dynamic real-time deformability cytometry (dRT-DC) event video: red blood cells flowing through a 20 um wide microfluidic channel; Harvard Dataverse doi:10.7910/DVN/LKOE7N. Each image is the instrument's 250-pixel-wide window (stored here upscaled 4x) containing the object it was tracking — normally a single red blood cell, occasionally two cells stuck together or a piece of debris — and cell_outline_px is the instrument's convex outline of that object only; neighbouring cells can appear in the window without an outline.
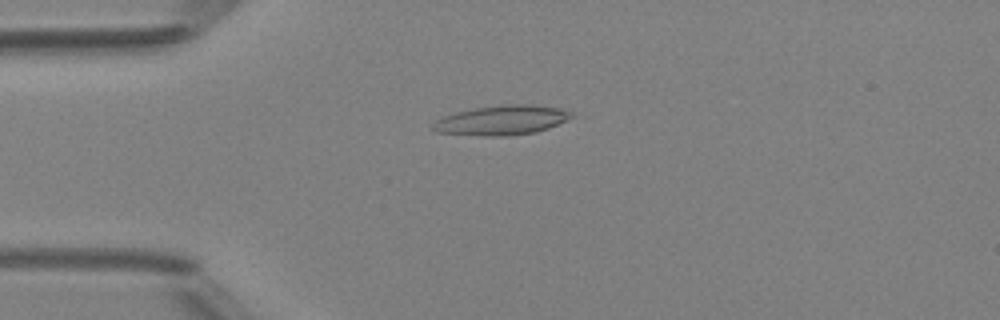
{"species": "Egyptian fruit bat (a non-hibernating species)", "species_latin": "Rousettus aegyptiacus", "temperature_condition": "room temperature", "stored_images_in_passage": 41, "camera_frame_rate_fps": 3000, "um_per_image_px": 0.085, "animal": {"sex": "female"}, "frame": {"image": 1, "passage_image": 12, "time_ms": 3.667, "image_size_px": [1000, 320], "cell_outline_px": [[576, 116], [548, 128], [536, 132], [508, 136], [484, 136], [436, 132], [432, 128], [432, 124], [436, 120], [444, 116], [456, 112], [472, 108], [504, 104], [528, 104], [560, 108], [572, 112]], "centroid_in_image_um": [42.66, 10.21], "position_along_channel_um": 42.3, "area_um2": 24.04}}
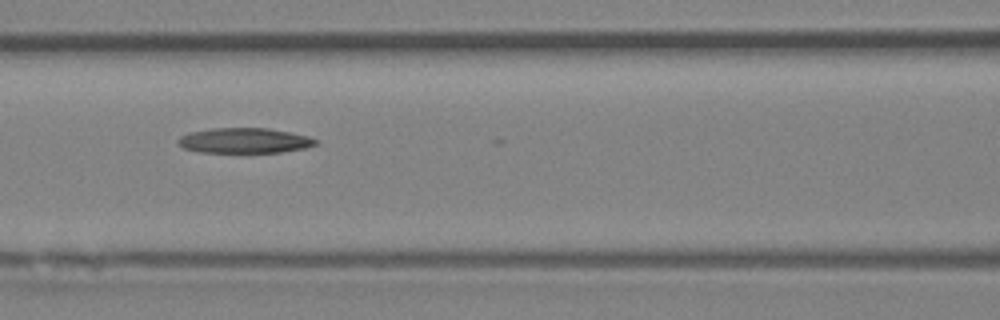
{"frame": {"image": 2, "passage_image": 21, "time_ms": 6.667, "image_size_px": [1000, 320], "cell_outline_px": [[316, 144], [304, 148], [280, 152], [200, 152], [184, 148], [176, 144], [176, 140], [180, 136], [188, 132], [212, 128], [268, 128], [308, 136], [316, 140]], "centroid_in_image_um": [20.7, 11.94], "position_along_channel_um": 145.9, "area_um2": 20.11}}
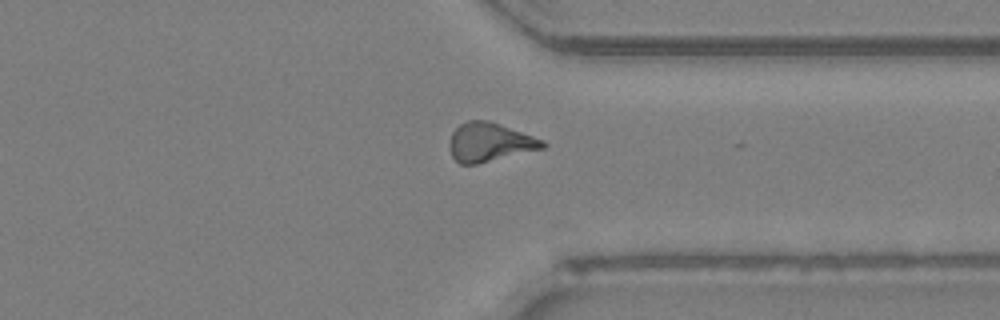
{"frame": {"image": 3, "passage_image": 37, "time_ms": 12.0, "image_size_px": [1000, 320], "cell_outline_px": [[548, 144], [544, 148], [476, 164], [460, 164], [452, 156], [452, 132], [460, 124], [468, 120], [488, 120], [500, 124], [544, 140]], "centroid_in_image_um": [41.66, 12.08], "position_along_channel_um": 369.7, "area_um2": 20.63}}